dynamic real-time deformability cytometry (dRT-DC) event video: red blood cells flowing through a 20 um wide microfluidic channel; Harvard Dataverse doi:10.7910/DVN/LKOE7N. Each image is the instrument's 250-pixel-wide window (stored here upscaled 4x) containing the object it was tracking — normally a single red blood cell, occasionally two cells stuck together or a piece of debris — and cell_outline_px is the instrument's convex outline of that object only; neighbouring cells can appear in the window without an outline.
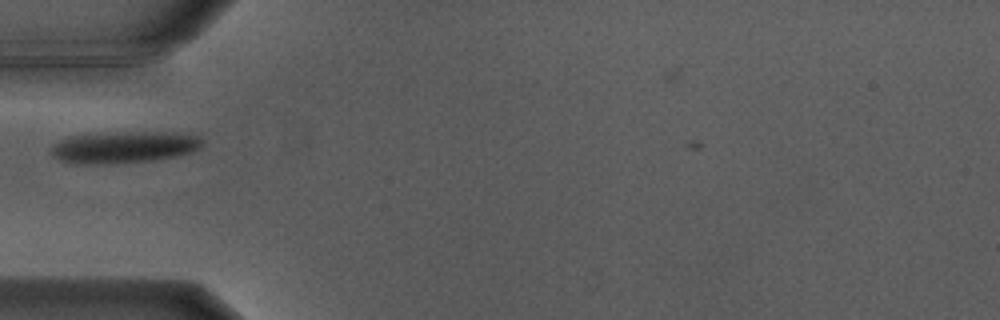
{"species": "Egyptian fruit bat (a non-hibernating species)", "species_latin": "Rousettus aegyptiacus", "temperature_condition": "warm", "stored_images_in_passage": 32, "camera_frame_rate_fps": 3000, "um_per_image_px": 0.085, "animal": {"sex": "male"}, "frame": {"image": 1, "passage_image": 1, "time_ms": 0.0, "image_size_px": [1000, 320], "cell_outline_px": [[204, 140], [200, 148], [192, 152], [176, 156], [148, 160], [60, 160], [52, 156], [48, 148], [52, 144], [60, 140], [72, 136], [124, 132], [176, 132], [200, 136]], "centroid_in_image_um": [10.67, 12.43], "position_along_channel_um": 74.3, "area_um2": 26.3}}
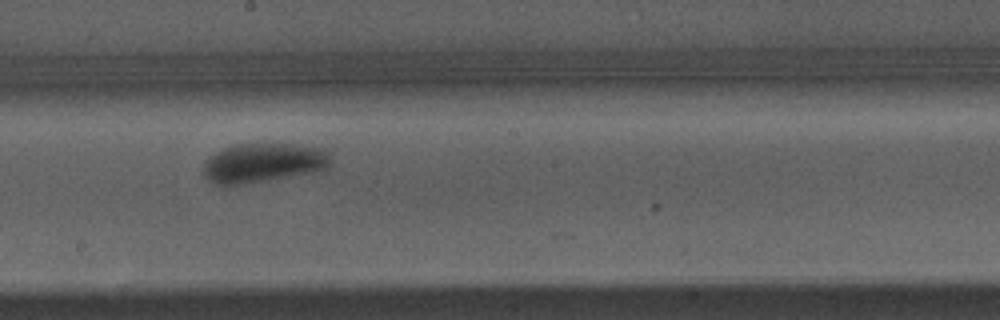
{"frame": {"image": 2, "passage_image": 13, "time_ms": 4.0, "image_size_px": [1000, 320], "cell_outline_px": [[328, 168], [308, 172], [264, 180], [240, 184], [216, 184], [208, 180], [204, 176], [204, 160], [216, 152], [232, 144], [296, 144], [328, 148]], "centroid_in_image_um": [22.34, 13.8], "position_along_channel_um": 225.9, "area_um2": 28.67}}
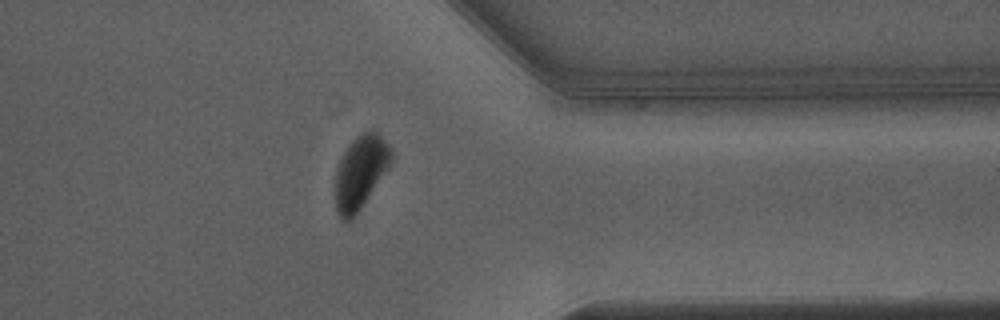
{"frame": {"image": 3, "passage_image": 26, "time_ms": 8.333, "image_size_px": [1000, 320], "cell_outline_px": [[392, 164], [352, 220], [348, 224], [340, 216], [336, 208], [336, 172], [340, 160], [348, 144], [360, 132], [368, 128], [372, 128], [392, 148]], "centroid_in_image_um": [30.67, 14.6], "position_along_channel_um": 380.7, "area_um2": 24.04}}